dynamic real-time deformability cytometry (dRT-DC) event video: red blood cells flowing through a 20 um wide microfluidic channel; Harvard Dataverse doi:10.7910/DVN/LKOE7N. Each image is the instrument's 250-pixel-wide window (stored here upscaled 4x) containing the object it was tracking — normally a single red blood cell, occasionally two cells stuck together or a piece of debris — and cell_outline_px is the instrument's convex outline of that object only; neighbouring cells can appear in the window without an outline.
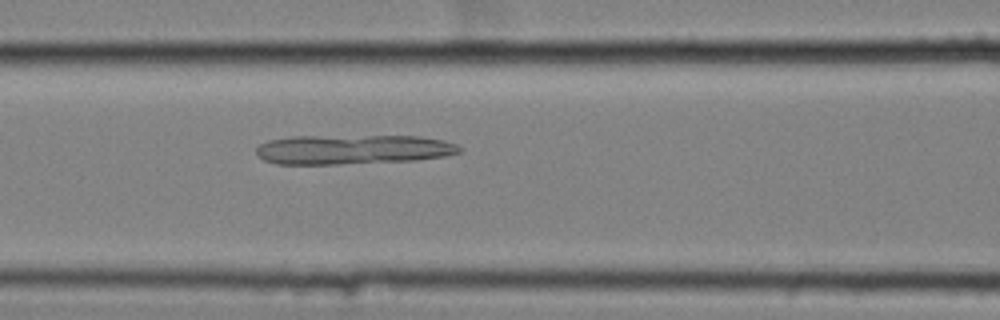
{"species": "common noctule bat (a hibernating species)", "species_latin": "Nyctalus noctula", "temperature_condition": "cold", "stored_images_in_passage": 37, "camera_frame_rate_fps": 3000, "um_per_image_px": 0.085, "animal": {"sex": "female", "body_mass_g": 25.1}, "frame": {"image": 1, "passage_image": 10, "time_ms": 3.0, "image_size_px": [1000, 320], "cell_outline_px": [[464, 148], [460, 152], [444, 156], [416, 160], [340, 164], [276, 164], [264, 160], [256, 152], [256, 148], [260, 144], [268, 140], [292, 136], [420, 136], [444, 140], [456, 144]], "centroid_in_image_um": [30.01, 12.7], "position_along_channel_um": 136.6, "area_um2": 35.14}}
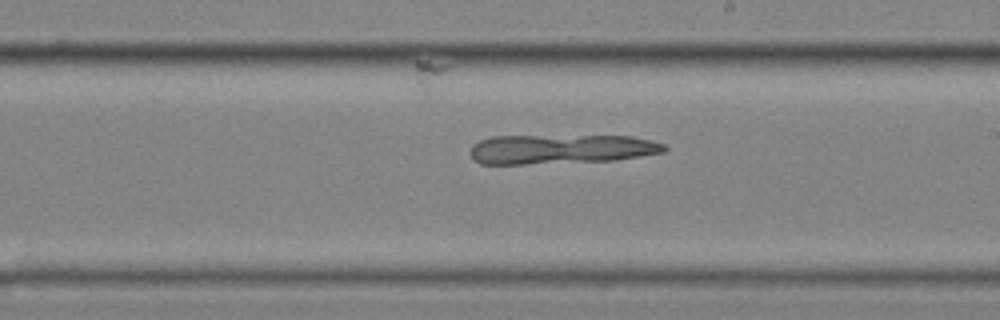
{"frame": {"image": 2, "passage_image": 19, "time_ms": 6.0, "image_size_px": [1000, 320], "cell_outline_px": [[668, 148], [664, 152], [612, 160], [524, 164], [480, 164], [472, 160], [468, 152], [472, 144], [480, 140], [492, 136], [632, 136], [652, 140], [664, 144]], "centroid_in_image_um": [47.61, 12.67], "position_along_channel_um": 241.4, "area_um2": 33.47}}
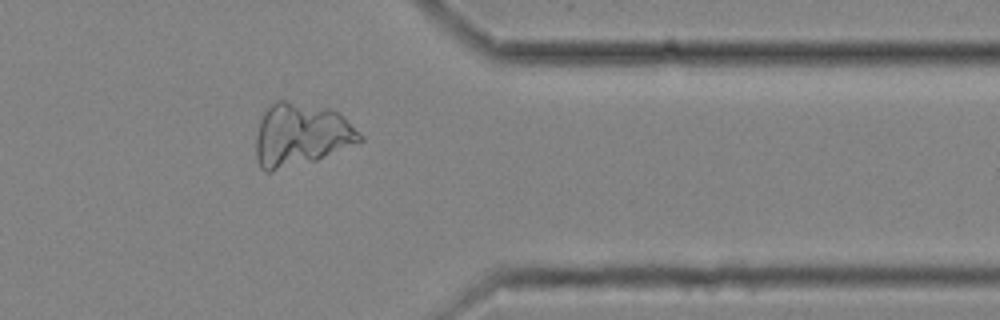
{"frame": {"image": 3, "passage_image": 32, "time_ms": 10.333, "image_size_px": [1000, 320], "cell_outline_px": [[364, 140], [316, 160], [268, 172], [264, 172], [260, 168], [256, 160], [256, 136], [260, 120], [264, 112], [276, 100], [284, 100], [328, 108], [336, 112], [360, 132], [364, 136]], "centroid_in_image_um": [25.55, 11.46], "position_along_channel_um": 385.8, "area_um2": 37.74}}